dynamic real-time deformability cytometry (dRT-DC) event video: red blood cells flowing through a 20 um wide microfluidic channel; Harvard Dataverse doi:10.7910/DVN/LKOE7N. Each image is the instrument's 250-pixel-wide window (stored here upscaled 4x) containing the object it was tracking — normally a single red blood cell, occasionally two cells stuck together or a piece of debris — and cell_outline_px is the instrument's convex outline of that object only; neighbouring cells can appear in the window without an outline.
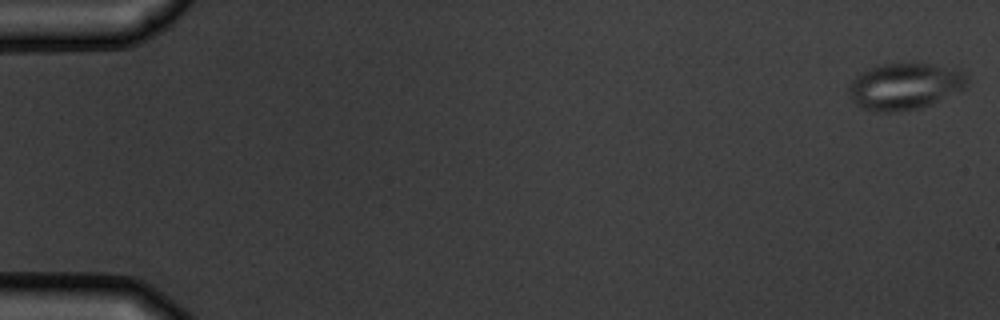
{"species": "common noctule bat (a hibernating species)", "species_latin": "Nyctalus noctula", "temperature_condition": "warm", "stored_images_in_passage": 7, "camera_frame_rate_fps": 3000, "um_per_image_px": 0.085, "animal": {"sex": "male", "body_mass_g": 19.5, "forearm_length_mm": 54.6}, "frame": {"image": 1, "passage_image": 1, "time_ms": 0.0, "image_size_px": [1000, 320], "cell_outline_px": [[968, 84], [964, 88], [920, 108], [896, 112], [872, 112], [860, 108], [852, 100], [848, 92], [848, 84], [860, 72], [876, 64], [932, 64], [968, 72]], "centroid_in_image_um": [76.85, 7.34], "position_along_channel_um": 8.1, "area_um2": 32.25}}